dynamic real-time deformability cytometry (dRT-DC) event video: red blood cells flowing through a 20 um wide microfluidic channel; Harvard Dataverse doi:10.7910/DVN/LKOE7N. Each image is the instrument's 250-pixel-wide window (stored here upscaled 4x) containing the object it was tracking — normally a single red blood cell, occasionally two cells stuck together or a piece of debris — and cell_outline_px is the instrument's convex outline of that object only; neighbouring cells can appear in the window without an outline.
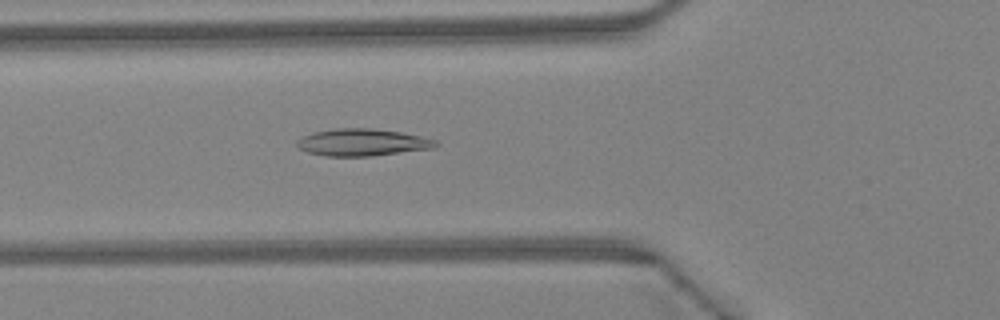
{"species": "Egyptian fruit bat (a non-hibernating species)", "species_latin": "Rousettus aegyptiacus", "temperature_condition": "warm", "stored_images_in_passage": 45, "camera_frame_rate_fps": 3000, "um_per_image_px": 0.085, "animal": {"sex": "female"}, "frame": {"image": 1, "passage_image": 17, "time_ms": 5.333, "image_size_px": [1000, 320], "cell_outline_px": [[440, 144], [436, 148], [372, 156], [324, 156], [308, 152], [296, 148], [296, 140], [312, 132], [336, 128], [372, 128], [400, 132], [420, 136], [436, 140]], "centroid_in_image_um": [30.79, 12.1], "position_along_channel_um": 95.0, "area_um2": 22.14}}
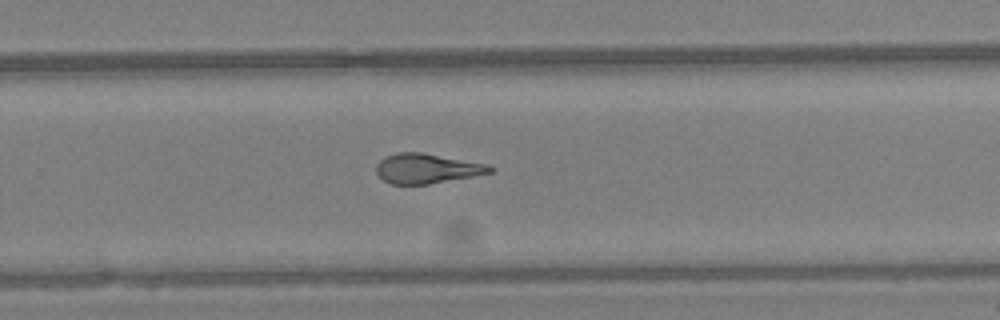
{"frame": {"image": 2, "passage_image": 30, "time_ms": 9.667, "image_size_px": [1000, 320], "cell_outline_px": [[496, 168], [492, 172], [472, 176], [428, 184], [392, 184], [384, 180], [376, 172], [376, 164], [380, 160], [388, 156], [400, 152], [420, 152], [488, 164]], "centroid_in_image_um": [36.29, 14.32], "position_along_channel_um": 293.5, "area_um2": 19.48}}
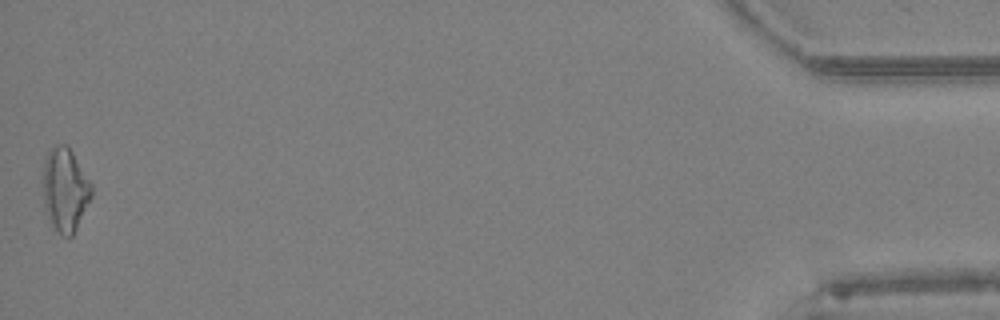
{"frame": {"image": 3, "passage_image": 45, "time_ms": 14.667, "image_size_px": [1000, 320], "cell_outline_px": [[92, 196], [72, 236], [60, 236], [52, 224], [44, 208], [44, 156], [56, 144], [64, 144], [72, 152], [92, 184]], "centroid_in_image_um": [5.53, 16.13], "position_along_channel_um": 429.7, "area_um2": 23.29}, "authors_computed_cell_mechanics": {"area_um2": 20.9236, "velocity_mm_per_s": 4.5957, "shape_relaxation_time_tau1_ms": 7.9416, "shape_relaxation_time_tau2_ms": 1.9319, "deformation_change_tau1": 0.2282, "deformation_change_tau2": 0.1133}}